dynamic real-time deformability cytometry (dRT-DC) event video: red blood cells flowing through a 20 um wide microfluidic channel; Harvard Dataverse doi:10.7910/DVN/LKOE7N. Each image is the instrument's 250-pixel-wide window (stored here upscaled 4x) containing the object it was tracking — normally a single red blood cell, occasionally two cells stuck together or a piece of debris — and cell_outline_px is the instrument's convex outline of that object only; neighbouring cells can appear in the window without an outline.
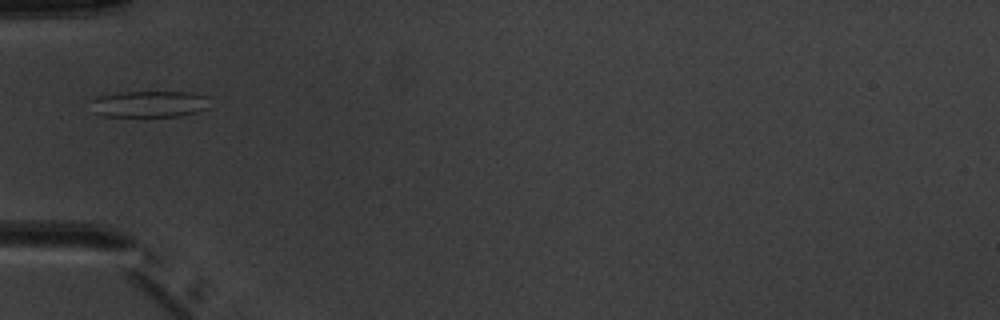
{"species": "common noctule bat (a hibernating species)", "species_latin": "Nyctalus noctula", "temperature_condition": "warm", "stored_images_in_passage": 5, "camera_frame_rate_fps": 3000, "um_per_image_px": 0.085, "animal": {"sex": "male", "body_mass_g": 20.1, "forearm_length_mm": 53.5}, "frame": {"image": 1, "passage_image": 5, "time_ms": 4.667, "image_size_px": [1000, 320], "cell_outline_px": [[208, 108], [196, 112], [180, 116], [104, 116], [92, 112], [92, 100], [96, 96], [120, 92], [192, 92], [208, 96]], "centroid_in_image_um": [12.69, 8.83], "position_along_channel_um": 72.3, "area_um2": 18.44}}